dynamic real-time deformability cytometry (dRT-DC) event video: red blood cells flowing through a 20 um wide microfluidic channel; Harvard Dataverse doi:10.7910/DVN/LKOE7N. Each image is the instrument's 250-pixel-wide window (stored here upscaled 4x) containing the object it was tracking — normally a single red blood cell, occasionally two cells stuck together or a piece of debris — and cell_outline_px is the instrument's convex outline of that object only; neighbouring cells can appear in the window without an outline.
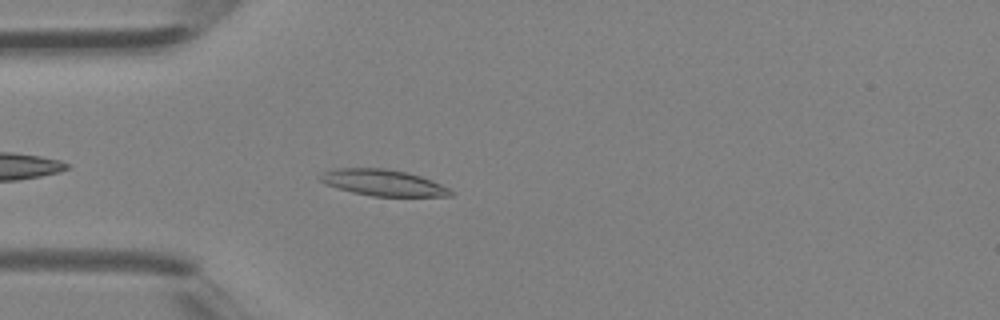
{"species": "Egyptian fruit bat (a non-hibernating species)", "species_latin": "Rousettus aegyptiacus", "temperature_condition": "room temperature", "stored_images_in_passage": 31, "camera_frame_rate_fps": 3000, "um_per_image_px": 0.085, "animal": {"sex": "female"}, "frame": {"image": 1, "passage_image": 3, "time_ms": 0.667, "image_size_px": [1000, 320], "cell_outline_px": [[456, 192], [452, 196], [372, 196], [352, 192], [328, 184], [320, 180], [320, 176], [324, 172], [336, 168], [384, 168], [408, 172], [432, 180]], "centroid_in_image_um": [32.63, 15.53], "position_along_channel_um": 52.4, "area_um2": 19.77}}
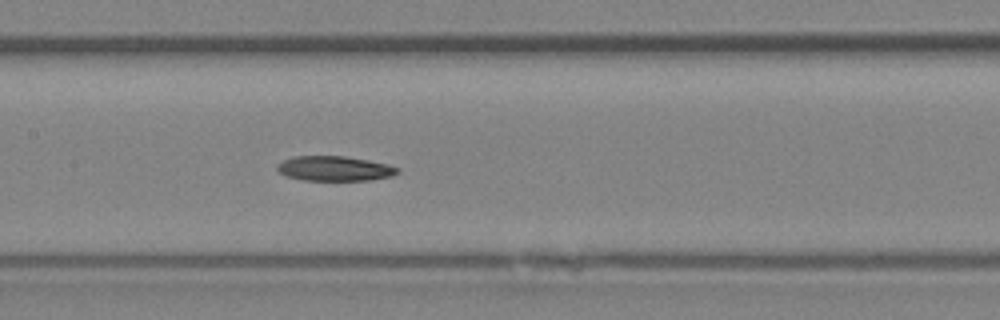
{"frame": {"image": 2, "passage_image": 11, "time_ms": 3.333, "image_size_px": [1000, 320], "cell_outline_px": [[400, 172], [392, 176], [368, 180], [304, 180], [288, 176], [280, 172], [276, 168], [284, 160], [292, 156], [344, 156], [368, 160], [388, 164], [400, 168]], "centroid_in_image_um": [28.49, 14.32], "position_along_channel_um": 178.9, "area_um2": 17.28}}
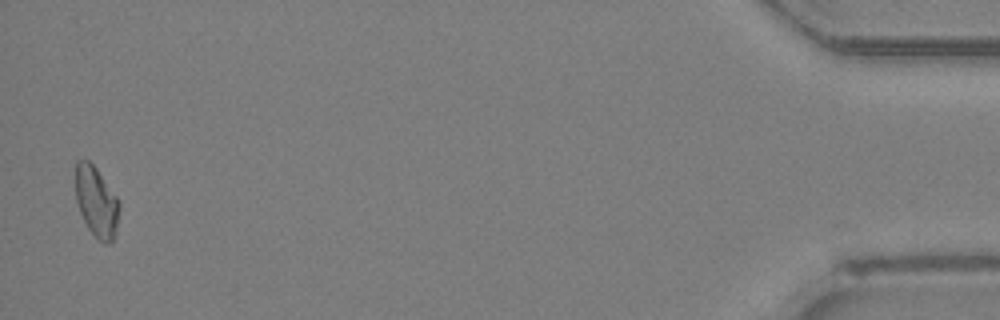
{"frame": {"image": 3, "passage_image": 31, "time_ms": 10.0, "image_size_px": [1000, 320], "cell_outline_px": [[120, 204], [116, 224], [112, 240], [108, 244], [104, 244], [88, 228], [80, 212], [76, 200], [76, 160], [88, 160], [96, 168], [116, 196]], "centroid_in_image_um": [8.18, 17.13], "position_along_channel_um": 427.0, "area_um2": 17.46}}